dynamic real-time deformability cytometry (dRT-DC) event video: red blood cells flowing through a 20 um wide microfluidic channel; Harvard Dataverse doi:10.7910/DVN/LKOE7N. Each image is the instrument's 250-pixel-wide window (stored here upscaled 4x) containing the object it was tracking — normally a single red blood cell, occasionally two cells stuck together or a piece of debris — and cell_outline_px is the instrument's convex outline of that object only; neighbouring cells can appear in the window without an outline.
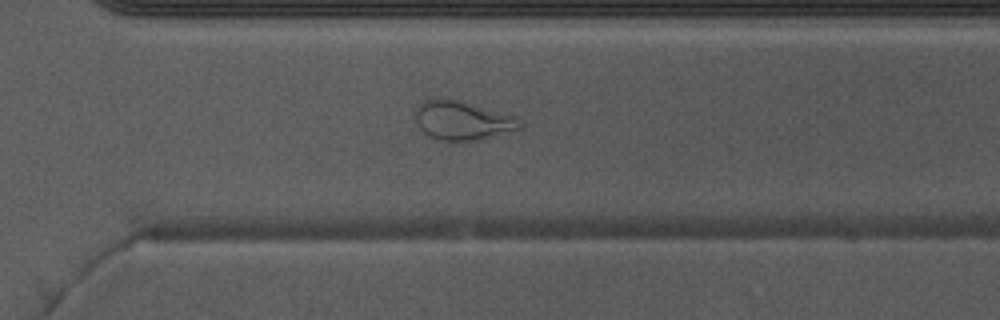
{"species": "Egyptian fruit bat (a non-hibernating species)", "species_latin": "Rousettus aegyptiacus", "temperature_condition": "warm", "stored_images_in_passage": 50, "camera_frame_rate_fps": 3000, "um_per_image_px": 0.085, "animal": {"sex": "male"}, "frame": {"image": 1, "passage_image": 35, "time_ms": 11.333, "image_size_px": [1000, 320], "cell_outline_px": [[520, 128], [512, 132], [480, 140], [436, 140], [428, 136], [416, 124], [412, 116], [416, 108], [424, 100], [436, 96], [456, 100], [516, 116], [520, 120]], "centroid_in_image_um": [39.25, 10.24], "position_along_channel_um": 331.4, "area_um2": 24.04}}
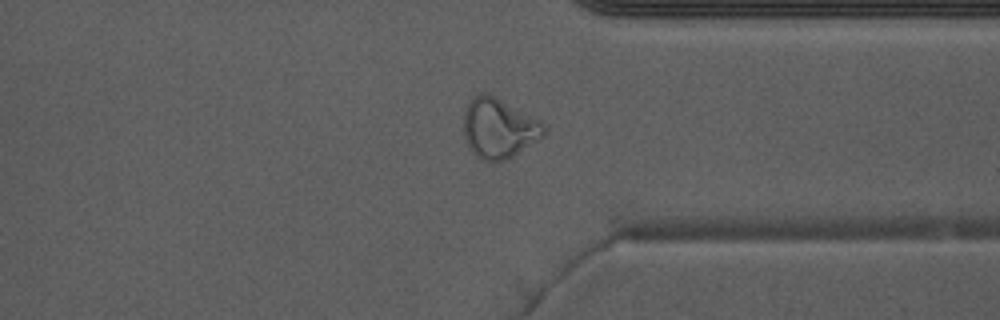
{"frame": {"image": 2, "passage_image": 38, "time_ms": 12.333, "image_size_px": [1000, 320], "cell_outline_px": [[548, 128], [544, 136], [508, 160], [480, 160], [468, 148], [464, 140], [464, 108], [480, 92], [496, 96], [548, 124]], "centroid_in_image_um": [42.43, 10.91], "position_along_channel_um": 369.0, "area_um2": 28.44}}
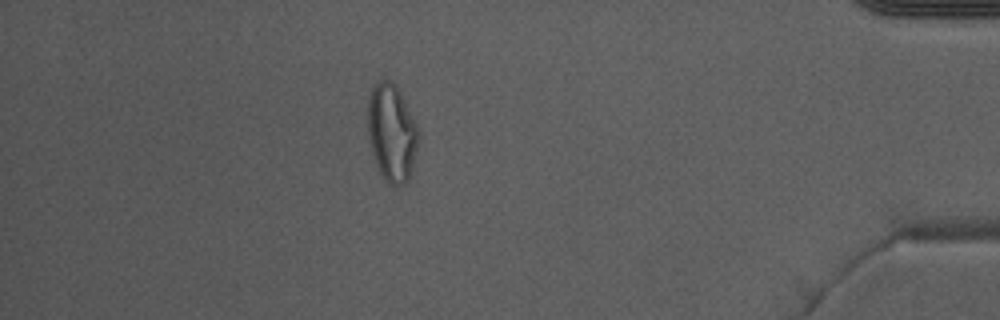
{"frame": {"image": 3, "passage_image": 44, "time_ms": 14.333, "image_size_px": [1000, 320], "cell_outline_px": [[420, 136], [412, 176], [400, 188], [388, 184], [380, 172], [376, 164], [372, 152], [368, 136], [368, 100], [372, 88], [380, 80], [388, 80], [396, 84], [420, 128]], "centroid_in_image_um": [33.35, 11.33], "position_along_channel_um": 401.9, "area_um2": 29.48}, "authors_computed_cell_mechanics": {"area_um2": 28.6688, "velocity_mm_per_s": 3.9973, "shape_relaxation_time_tau1_ms": null, "shape_relaxation_time_tau2_ms": 1.3333, "deformation_change_tau1": null, "deformation_change_tau2": 0.0875}}